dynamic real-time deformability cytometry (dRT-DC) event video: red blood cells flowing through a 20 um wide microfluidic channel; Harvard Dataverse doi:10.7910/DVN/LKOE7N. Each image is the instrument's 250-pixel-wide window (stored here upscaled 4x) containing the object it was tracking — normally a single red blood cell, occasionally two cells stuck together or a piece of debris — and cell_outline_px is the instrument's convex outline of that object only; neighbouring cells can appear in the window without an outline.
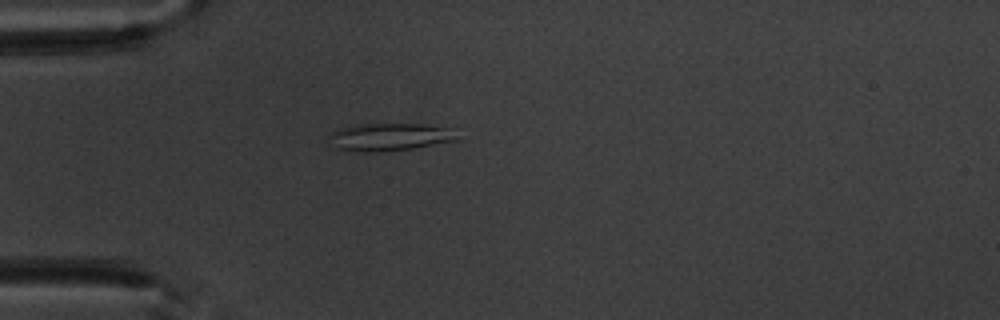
{"species": "common noctule bat (a hibernating species)", "species_latin": "Nyctalus noctula", "temperature_condition": "warm", "stored_images_in_passage": 6, "camera_frame_rate_fps": 3000, "um_per_image_px": 0.085, "animal": {"sex": "male", "body_mass_g": 20.1, "forearm_length_mm": 53.5}, "frame": {"image": 1, "passage_image": 5, "time_ms": 4.667, "image_size_px": [1000, 320], "cell_outline_px": [[460, 140], [416, 148], [380, 152], [360, 152], [332, 148], [324, 136], [328, 132], [340, 128], [360, 124], [420, 124], [452, 128]], "centroid_in_image_um": [33.03, 11.66], "position_along_channel_um": 52.0, "area_um2": 21.33}}